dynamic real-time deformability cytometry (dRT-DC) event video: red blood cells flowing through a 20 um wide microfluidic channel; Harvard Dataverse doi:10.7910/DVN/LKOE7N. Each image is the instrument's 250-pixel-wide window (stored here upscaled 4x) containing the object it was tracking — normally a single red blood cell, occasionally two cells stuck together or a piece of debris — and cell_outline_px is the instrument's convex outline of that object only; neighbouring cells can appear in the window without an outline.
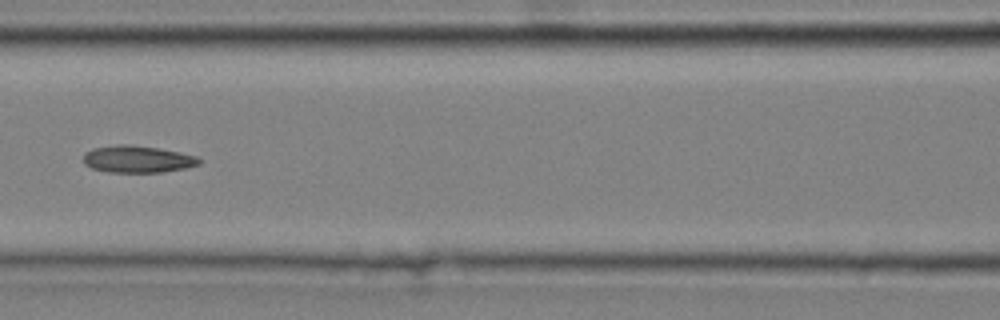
{"species": "common noctule bat (a hibernating species)", "species_latin": "Nyctalus noctula", "temperature_condition": "cold", "stored_images_in_passage": 9, "camera_frame_rate_fps": 3000, "um_per_image_px": 0.085, "animal": {"sex": "male", "body_mass_g": 20.4}, "frame": {"image": 1, "passage_image": 6, "time_ms": 1.667, "image_size_px": [1000, 320], "cell_outline_px": [[200, 164], [184, 168], [160, 172], [108, 172], [92, 168], [84, 164], [84, 152], [92, 148], [120, 144], [128, 144], [156, 148], [180, 152], [196, 156], [200, 160]], "centroid_in_image_um": [11.65, 13.52], "position_along_channel_um": 154.9, "area_um2": 18.09}}
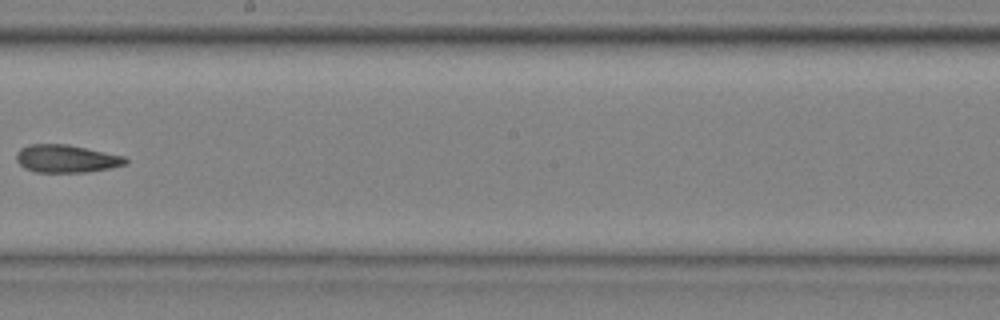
{"frame": {"image": 2, "passage_image": 8, "time_ms": 2.333, "image_size_px": [1000, 320], "cell_outline_px": [[128, 164], [88, 172], [36, 172], [24, 168], [16, 160], [16, 152], [20, 148], [28, 144], [68, 144], [124, 156], [128, 160]], "centroid_in_image_um": [5.62, 13.48], "position_along_channel_um": 242.6, "area_um2": 17.74}}
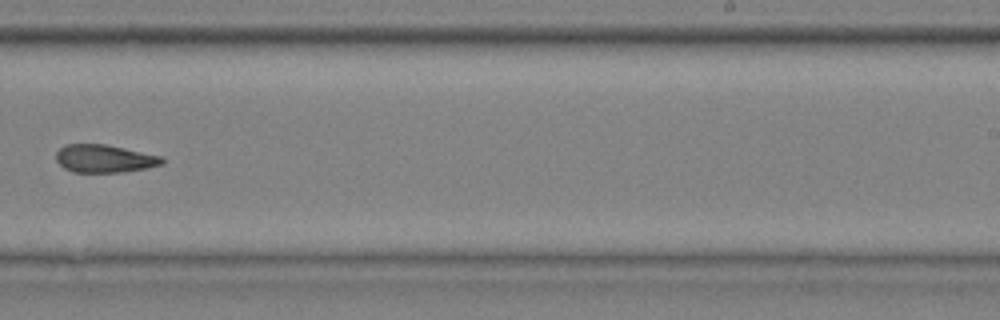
{"frame": {"image": 3, "passage_image": 9, "time_ms": 2.667, "image_size_px": [1000, 320], "cell_outline_px": [[164, 164], [148, 168], [124, 172], [72, 172], [64, 168], [56, 160], [56, 152], [64, 144], [104, 144], [124, 148], [160, 156], [164, 160]], "centroid_in_image_um": [8.86, 13.49], "position_along_channel_um": 280.1, "area_um2": 17.22}}